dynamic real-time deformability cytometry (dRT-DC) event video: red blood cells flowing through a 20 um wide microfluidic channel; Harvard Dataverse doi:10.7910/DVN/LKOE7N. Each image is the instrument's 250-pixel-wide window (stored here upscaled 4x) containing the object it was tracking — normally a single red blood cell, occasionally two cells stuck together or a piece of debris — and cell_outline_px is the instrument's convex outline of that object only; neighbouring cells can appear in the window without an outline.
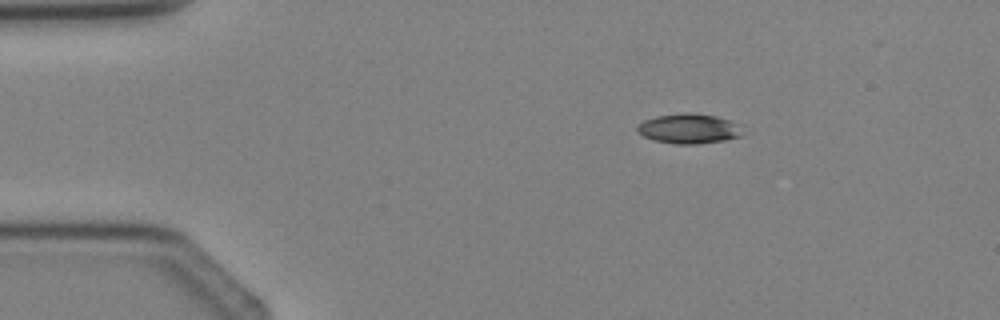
{"species": "Egyptian fruit bat (a non-hibernating species)", "species_latin": "Rousettus aegyptiacus", "temperature_condition": "cold", "stored_images_in_passage": 2, "camera_frame_rate_fps": 3000, "um_per_image_px": 0.085, "animal": {"sex": "female"}, "frame": {"image": 1, "passage_image": 1, "time_ms": 0.0, "image_size_px": [1000, 320], "cell_outline_px": [[744, 136], [724, 140], [696, 144], [676, 144], [656, 140], [644, 136], [636, 132], [636, 124], [644, 120], [656, 116], [688, 112], [716, 116], [740, 124]], "centroid_in_image_um": [58.56, 10.93], "position_along_channel_um": 26.4, "area_um2": 18.44}}